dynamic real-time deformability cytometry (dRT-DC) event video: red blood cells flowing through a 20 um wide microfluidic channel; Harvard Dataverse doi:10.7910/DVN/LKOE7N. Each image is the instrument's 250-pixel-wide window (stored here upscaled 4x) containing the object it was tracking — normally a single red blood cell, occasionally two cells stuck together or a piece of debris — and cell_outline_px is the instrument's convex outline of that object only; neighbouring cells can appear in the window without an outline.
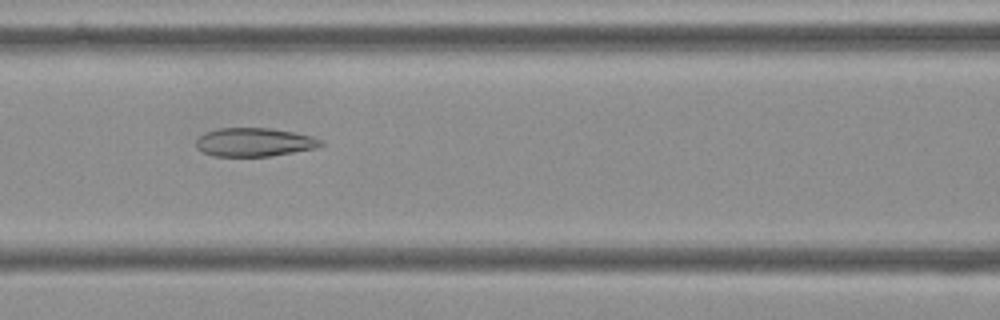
{"species": "Egyptian fruit bat (a non-hibernating species)", "species_latin": "Rousettus aegyptiacus", "temperature_condition": "cold", "stored_images_in_passage": 56, "camera_frame_rate_fps": 3000, "um_per_image_px": 0.085, "frame": {"image": 1, "passage_image": 24, "time_ms": 7.667, "image_size_px": [1000, 320], "cell_outline_px": [[324, 144], [316, 148], [268, 156], [212, 156], [196, 148], [196, 140], [204, 132], [220, 128], [272, 128], [312, 136], [320, 140]], "centroid_in_image_um": [21.58, 12.08], "position_along_channel_um": 145.0, "area_um2": 20.63}}
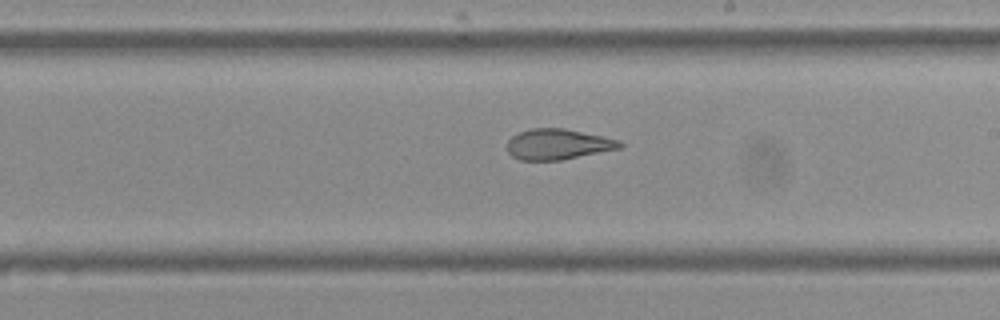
{"frame": {"image": 2, "passage_image": 32, "time_ms": 10.333, "image_size_px": [1000, 320], "cell_outline_px": [[624, 148], [560, 160], [520, 160], [512, 156], [508, 152], [508, 140], [512, 136], [520, 132], [532, 128], [564, 128], [620, 140], [624, 144]], "centroid_in_image_um": [47.46, 12.26], "position_along_channel_um": 241.5, "area_um2": 20.11}}
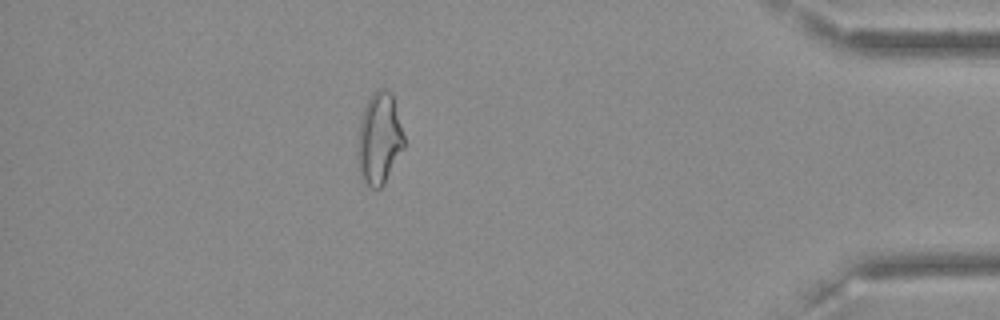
{"frame": {"image": 3, "passage_image": 49, "time_ms": 16.0, "image_size_px": [1000, 320], "cell_outline_px": [[404, 148], [384, 184], [380, 188], [372, 188], [364, 184], [360, 176], [356, 156], [356, 144], [360, 116], [372, 92], [376, 88], [384, 88], [392, 92], [404, 136]], "centroid_in_image_um": [32.2, 11.78], "position_along_channel_um": 403.0, "area_um2": 25.43}, "authors_computed_cell_mechanics": {"area_um2": 23.698, "velocity_mm_per_s": 3.6283, "shape_relaxation_time_tau1_ms": null, "shape_relaxation_time_tau2_ms": 2.4927, "deformation_change_tau1": null, "deformation_change_tau2": 0.1004}}